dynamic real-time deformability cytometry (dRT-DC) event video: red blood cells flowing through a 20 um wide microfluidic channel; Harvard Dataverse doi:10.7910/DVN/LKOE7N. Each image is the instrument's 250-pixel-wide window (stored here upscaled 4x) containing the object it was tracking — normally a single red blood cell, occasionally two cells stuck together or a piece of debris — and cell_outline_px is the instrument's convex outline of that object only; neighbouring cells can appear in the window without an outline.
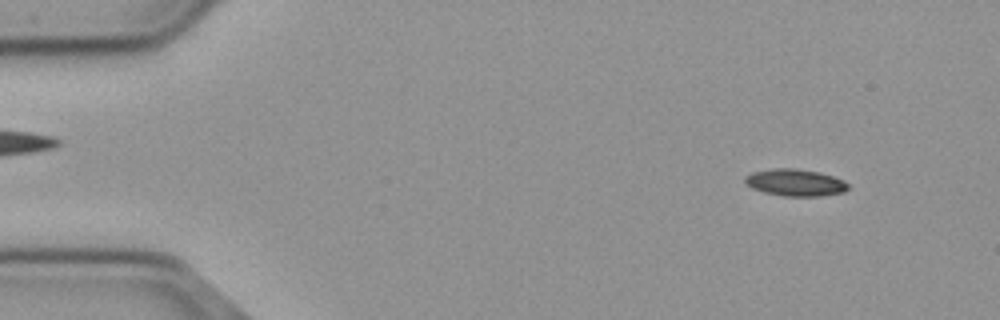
{"species": "common noctule bat (a hibernating species)", "species_latin": "Nyctalus noctula", "temperature_condition": "cold", "stored_images_in_passage": 55, "camera_frame_rate_fps": 3000, "um_per_image_px": 0.085, "animal": {"sex": "male", "body_mass_g": 23.1, "forearm_length_mm": 52.7}, "frame": {"image": 1, "passage_image": 5, "time_ms": 1.333, "image_size_px": [1000, 320], "cell_outline_px": [[848, 188], [844, 192], [820, 196], [784, 196], [764, 192], [752, 188], [744, 184], [744, 176], [752, 172], [772, 168], [792, 168], [820, 172], [844, 180], [848, 184]], "centroid_in_image_um": [67.56, 15.51], "position_along_channel_um": 17.4, "area_um2": 16.3}}
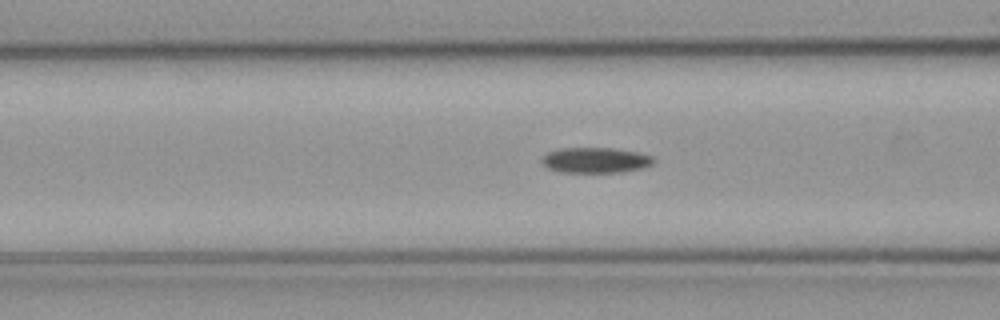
{"frame": {"image": 2, "passage_image": 21, "time_ms": 6.667, "image_size_px": [1000, 320], "cell_outline_px": [[656, 160], [652, 164], [640, 168], [620, 172], [560, 172], [548, 168], [540, 160], [548, 152], [560, 148], [612, 148], [636, 152], [652, 156]], "centroid_in_image_um": [50.6, 13.61], "position_along_channel_um": 116.0, "area_um2": 16.42}}
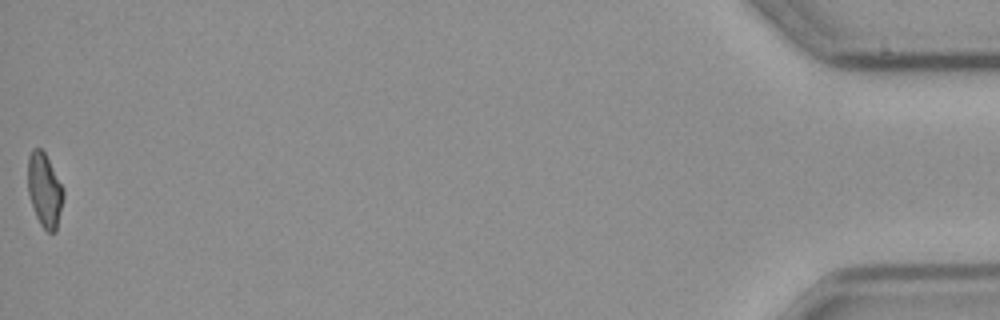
{"frame": {"image": 3, "passage_image": 55, "time_ms": 18.0, "image_size_px": [1000, 320], "cell_outline_px": [[64, 196], [56, 232], [48, 232], [40, 224], [36, 216], [28, 192], [28, 156], [32, 148], [40, 148], [44, 152], [64, 188]], "centroid_in_image_um": [3.79, 16.16], "position_along_channel_um": 431.4, "area_um2": 15.26}}